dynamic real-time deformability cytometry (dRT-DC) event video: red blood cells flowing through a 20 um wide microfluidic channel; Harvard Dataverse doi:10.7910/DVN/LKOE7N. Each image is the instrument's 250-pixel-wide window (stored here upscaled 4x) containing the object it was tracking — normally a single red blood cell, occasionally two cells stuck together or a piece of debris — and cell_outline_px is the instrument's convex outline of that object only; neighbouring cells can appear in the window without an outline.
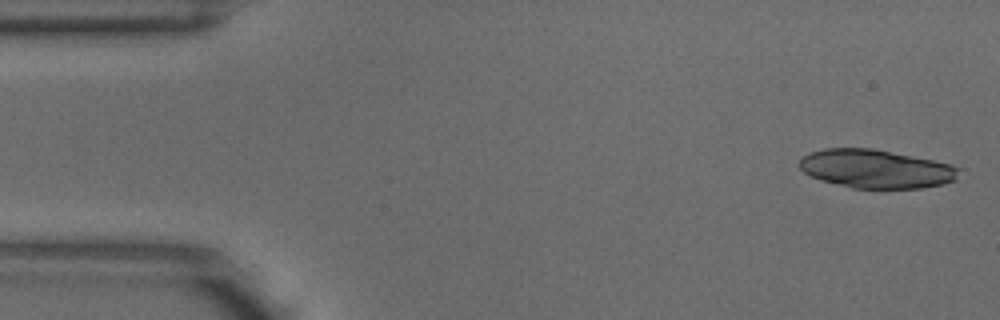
{"species": "common noctule bat (a hibernating species)", "species_latin": "Nyctalus noctula", "temperature_condition": "warm", "stored_images_in_passage": 4, "camera_frame_rate_fps": 3000, "um_per_image_px": 0.085, "animal": {"sex": "male", "body_mass_g": 18.8}, "frame": {"image": 1, "passage_image": 1, "time_ms": 0.0, "image_size_px": [1000, 320], "cell_outline_px": [[956, 180], [944, 184], [920, 188], [852, 188], [820, 180], [804, 172], [796, 164], [804, 156], [812, 152], [824, 148], [872, 148], [952, 164], [956, 168]], "centroid_in_image_um": [74.41, 14.35], "position_along_channel_um": 10.6, "area_um2": 35.55}}